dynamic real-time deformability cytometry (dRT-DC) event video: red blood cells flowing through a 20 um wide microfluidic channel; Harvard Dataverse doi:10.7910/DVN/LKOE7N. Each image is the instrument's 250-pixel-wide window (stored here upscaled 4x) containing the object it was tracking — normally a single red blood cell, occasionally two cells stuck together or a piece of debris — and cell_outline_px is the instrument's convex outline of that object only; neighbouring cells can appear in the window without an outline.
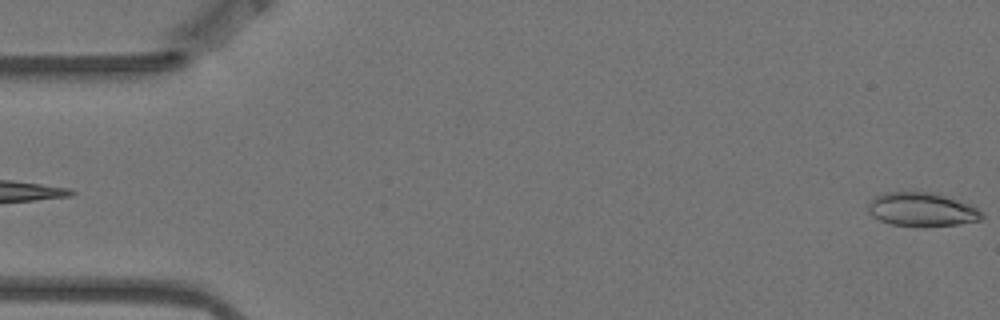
{"species": "Egyptian fruit bat (a non-hibernating species)", "species_latin": "Rousettus aegyptiacus", "temperature_condition": "warm", "stored_images_in_passage": 5, "camera_frame_rate_fps": 3000, "um_per_image_px": 0.085, "animal": {"sex": "female"}, "frame": {"image": 1, "passage_image": 5, "time_ms": 1.333, "image_size_px": [1000, 320], "cell_outline_px": [[984, 216], [980, 220], [960, 224], [924, 228], [916, 228], [892, 224], [880, 220], [872, 216], [868, 212], [868, 204], [876, 196], [884, 192], [932, 192], [968, 204], [984, 212]], "centroid_in_image_um": [78.35, 17.84], "position_along_channel_um": 6.6, "area_um2": 22.66}}